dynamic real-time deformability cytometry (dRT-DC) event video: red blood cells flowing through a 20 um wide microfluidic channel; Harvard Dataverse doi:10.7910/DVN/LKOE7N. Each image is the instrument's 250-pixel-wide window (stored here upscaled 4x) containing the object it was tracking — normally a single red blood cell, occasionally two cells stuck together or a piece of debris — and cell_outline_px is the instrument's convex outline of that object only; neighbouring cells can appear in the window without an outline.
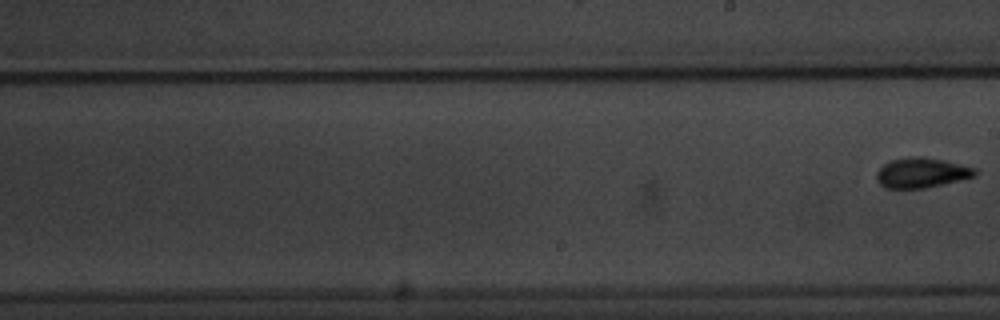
{"species": "common noctule bat (a hibernating species)", "species_latin": "Nyctalus noctula", "temperature_condition": "warm", "stored_images_in_passage": 10, "camera_frame_rate_fps": 3000, "um_per_image_px": 0.085, "animal": {"sex": "male", "body_mass_g": 20.1, "forearm_length_mm": 53.5}, "frame": {"image": 1, "passage_image": 10, "time_ms": 12.0, "image_size_px": [1000, 320], "cell_outline_px": [[976, 176], [960, 180], [924, 188], [884, 188], [876, 180], [876, 172], [884, 164], [892, 160], [912, 156], [924, 156], [976, 168]], "centroid_in_image_um": [78.31, 14.68], "position_along_channel_um": 210.7, "area_um2": 17.11}}